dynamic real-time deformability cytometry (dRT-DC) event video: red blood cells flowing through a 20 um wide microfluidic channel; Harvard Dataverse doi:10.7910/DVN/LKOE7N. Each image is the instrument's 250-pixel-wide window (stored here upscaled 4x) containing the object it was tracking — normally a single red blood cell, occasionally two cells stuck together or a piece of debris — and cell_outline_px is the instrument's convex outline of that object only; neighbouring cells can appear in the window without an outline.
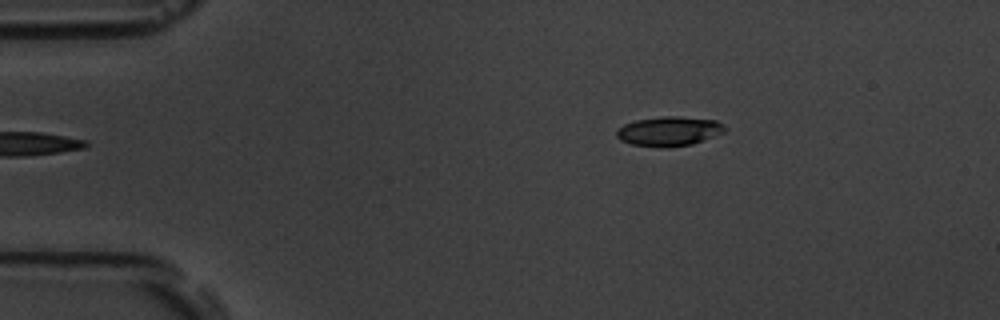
{"species": "common noctule bat (a hibernating species)", "species_latin": "Nyctalus noctula", "temperature_condition": "room temperature", "stored_images_in_passage": 3, "camera_frame_rate_fps": 3000, "um_per_image_px": 0.085, "animal": {"sex": "male", "body_mass_g": 19.5, "forearm_length_mm": 54.6}, "frame": {"image": 1, "passage_image": 1, "time_ms": 0.0, "image_size_px": [1000, 320], "cell_outline_px": [[728, 128], [724, 132], [704, 140], [692, 144], [632, 144], [620, 140], [616, 136], [616, 132], [624, 124], [636, 120], [664, 116], [680, 116], [716, 120], [724, 124]], "centroid_in_image_um": [56.93, 11.09], "position_along_channel_um": 28.1, "area_um2": 17.8}}
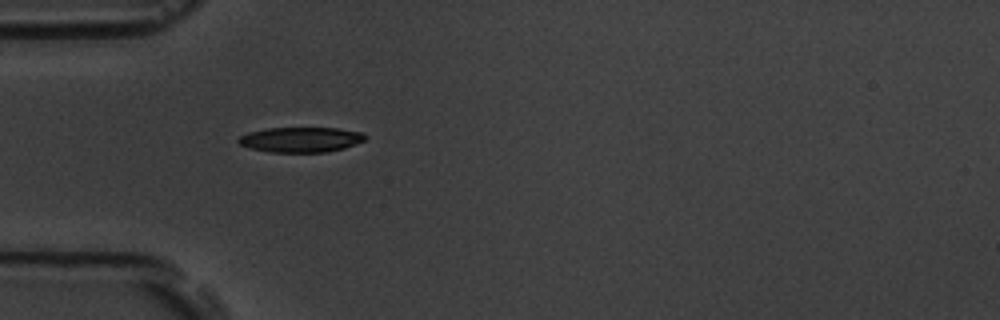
{"frame": {"image": 2, "passage_image": 3, "time_ms": 0.667, "image_size_px": [1000, 320], "cell_outline_px": [[368, 136], [364, 140], [344, 148], [324, 152], [272, 152], [248, 148], [240, 144], [236, 140], [240, 136], [248, 132], [268, 128], [336, 128], [364, 132]], "centroid_in_image_um": [25.56, 11.86], "position_along_channel_um": 59.4, "area_um2": 18.55}}